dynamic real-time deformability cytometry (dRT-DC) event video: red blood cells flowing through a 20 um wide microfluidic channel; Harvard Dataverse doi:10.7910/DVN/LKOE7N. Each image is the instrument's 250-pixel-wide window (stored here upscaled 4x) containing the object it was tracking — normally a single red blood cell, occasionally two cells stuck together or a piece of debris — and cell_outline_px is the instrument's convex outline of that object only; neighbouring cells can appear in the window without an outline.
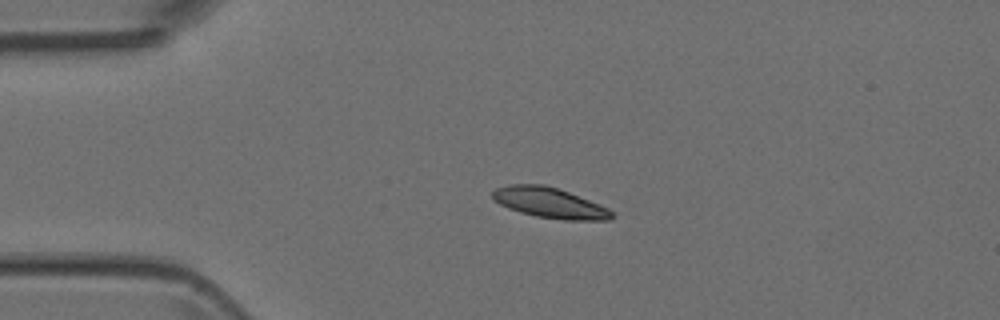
{"species": "Egyptian fruit bat (a non-hibernating species)", "species_latin": "Rousettus aegyptiacus", "temperature_condition": "room temperature", "stored_images_in_passage": 3, "camera_frame_rate_fps": 3000, "um_per_image_px": 0.085, "animal": {"sex": "female"}, "frame": {"image": 1, "passage_image": 2, "time_ms": 1.333, "image_size_px": [1000, 320], "cell_outline_px": [[616, 216], [608, 220], [564, 220], [536, 216], [520, 212], [508, 208], [500, 204], [492, 196], [492, 192], [496, 188], [508, 184], [544, 184], [568, 192], [600, 204], [616, 212]], "centroid_in_image_um": [46.76, 17.24], "position_along_channel_um": 38.2, "area_um2": 21.15}}